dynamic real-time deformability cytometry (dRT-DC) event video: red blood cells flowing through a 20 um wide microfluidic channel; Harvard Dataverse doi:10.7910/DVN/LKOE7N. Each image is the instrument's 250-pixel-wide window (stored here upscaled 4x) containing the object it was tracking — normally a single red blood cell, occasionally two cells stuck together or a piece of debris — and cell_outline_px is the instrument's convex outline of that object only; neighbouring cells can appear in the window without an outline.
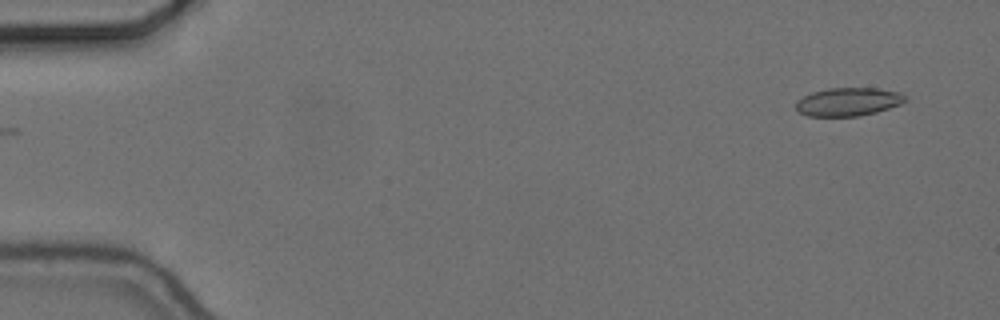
{"species": "common noctule bat (a hibernating species)", "species_latin": "Nyctalus noctula", "temperature_condition": "cold", "stored_images_in_passage": 54, "camera_frame_rate_fps": 3000, "um_per_image_px": 0.085, "animal": {"sex": "female", "body_mass_g": 24.6, "forearm_length_mm": 56.2}, "frame": {"image": 1, "passage_image": 2, "time_ms": 0.333, "image_size_px": [1000, 320], "cell_outline_px": [[908, 100], [900, 104], [876, 112], [860, 116], [808, 116], [800, 112], [796, 108], [796, 100], [812, 92], [828, 88], [876, 88], [900, 92]], "centroid_in_image_um": [72.09, 8.65], "position_along_channel_um": 12.9, "area_um2": 17.98}}
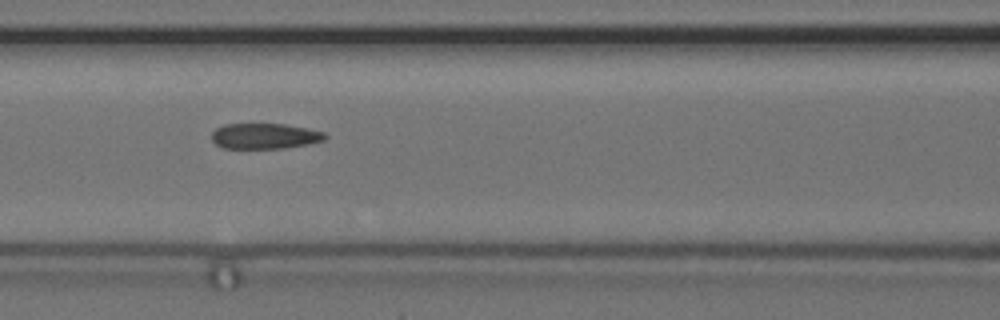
{"frame": {"image": 2, "passage_image": 23, "time_ms": 7.333, "image_size_px": [1000, 320], "cell_outline_px": [[328, 136], [324, 140], [308, 144], [284, 148], [224, 148], [216, 144], [212, 140], [212, 132], [216, 128], [224, 124], [284, 124], [324, 132]], "centroid_in_image_um": [22.49, 11.56], "position_along_channel_um": 144.1, "area_um2": 16.76}}
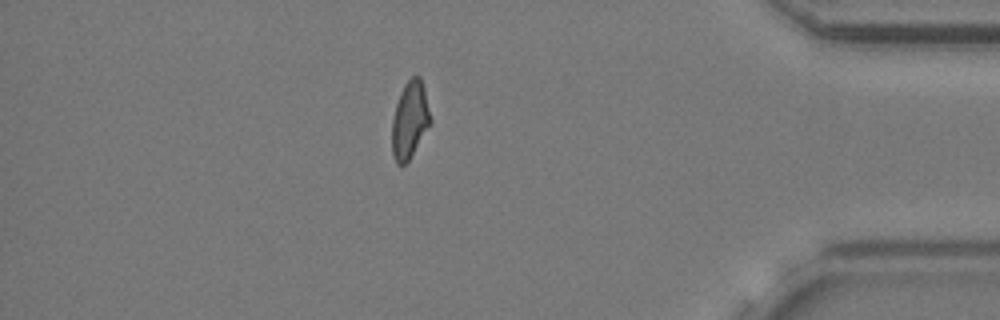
{"frame": {"image": 3, "passage_image": 47, "time_ms": 15.333, "image_size_px": [1000, 320], "cell_outline_px": [[432, 124], [408, 160], [404, 164], [396, 164], [392, 156], [392, 120], [396, 104], [400, 92], [404, 84], [412, 76], [420, 76], [424, 88], [432, 120]], "centroid_in_image_um": [34.84, 10.2], "position_along_channel_um": 400.4, "area_um2": 17.4}, "authors_computed_cell_mechanics": {"area_um2": 17.9469, "velocity_mm_per_s": 3.684, "shape_relaxation_time_tau1_ms": 8.2758, "shape_relaxation_time_tau2_ms": 2.1723, "deformation_change_tau1": 0.2013, "deformation_change_tau2": 0.0953}}